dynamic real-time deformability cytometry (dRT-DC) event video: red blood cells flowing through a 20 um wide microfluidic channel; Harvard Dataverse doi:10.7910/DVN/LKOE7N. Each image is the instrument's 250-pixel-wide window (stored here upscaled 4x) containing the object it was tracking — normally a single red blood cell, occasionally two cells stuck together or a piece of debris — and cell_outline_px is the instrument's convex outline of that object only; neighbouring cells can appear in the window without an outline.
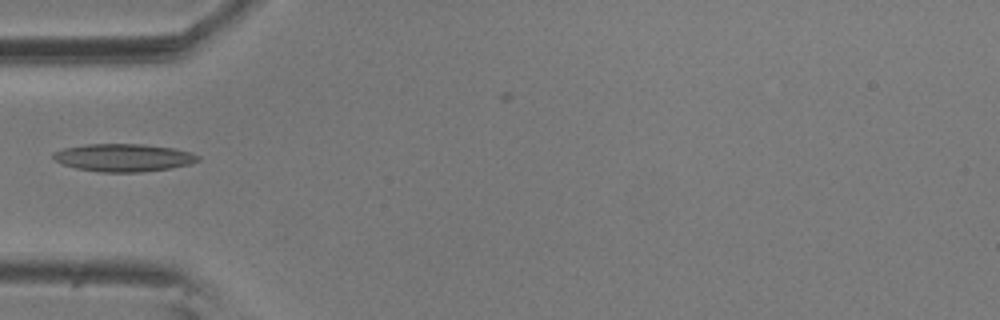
{"species": "common noctule bat (a hibernating species)", "species_latin": "Nyctalus noctula", "temperature_condition": "room temperature", "stored_images_in_passage": 6, "camera_frame_rate_fps": 3000, "um_per_image_px": 0.085, "animal": {"sex": "male", "body_mass_g": 20.5, "forearm_length_mm": 52.5}, "frame": {"image": 1, "passage_image": 5, "time_ms": 1.333, "image_size_px": [1000, 320], "cell_outline_px": [[200, 160], [188, 164], [172, 168], [140, 172], [100, 172], [76, 168], [64, 164], [56, 160], [52, 156], [52, 152], [64, 148], [84, 144], [140, 144], [172, 148], [192, 152], [200, 156]], "centroid_in_image_um": [10.5, 13.4], "position_along_channel_um": 74.5, "area_um2": 23.35}}